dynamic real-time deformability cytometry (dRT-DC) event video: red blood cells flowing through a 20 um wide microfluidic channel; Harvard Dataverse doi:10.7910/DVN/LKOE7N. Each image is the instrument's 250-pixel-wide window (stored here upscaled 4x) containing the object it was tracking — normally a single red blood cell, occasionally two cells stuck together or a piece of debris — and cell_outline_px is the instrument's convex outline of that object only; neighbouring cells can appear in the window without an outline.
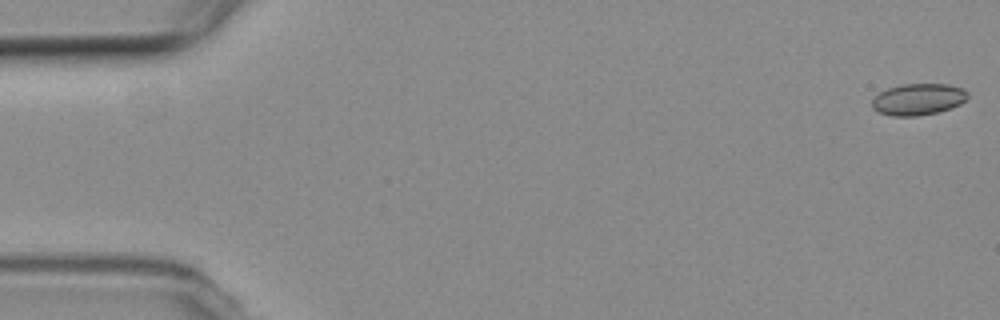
{"species": "common noctule bat (a hibernating species)", "species_latin": "Nyctalus noctula", "temperature_condition": "room temperature", "stored_images_in_passage": 5, "camera_frame_rate_fps": 3000, "um_per_image_px": 0.085, "animal": {"sex": "female", "body_mass_g": 19.3, "forearm_length_mm": 54.1}, "frame": {"image": 1, "passage_image": 1, "time_ms": 0.0, "image_size_px": [1000, 320], "cell_outline_px": [[968, 96], [960, 104], [936, 112], [916, 116], [892, 116], [880, 112], [872, 108], [872, 100], [880, 92], [888, 88], [900, 84], [948, 84], [964, 88], [968, 92]], "centroid_in_image_um": [78.04, 8.43], "position_along_channel_um": 7.0, "area_um2": 17.46}}
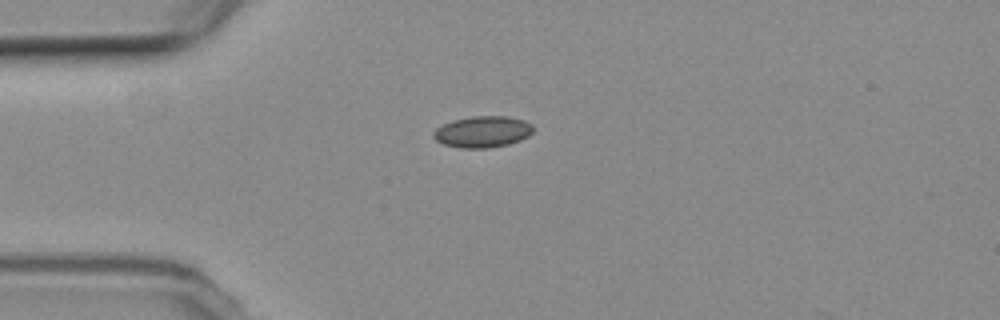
{"frame": {"image": 2, "passage_image": 5, "time_ms": 4.667, "image_size_px": [1000, 320], "cell_outline_px": [[532, 132], [528, 136], [520, 140], [508, 144], [488, 148], [460, 148], [444, 144], [436, 140], [432, 136], [432, 132], [436, 128], [452, 120], [472, 116], [508, 116], [524, 120], [532, 124]], "centroid_in_image_um": [41.01, 11.19], "position_along_channel_um": 44.0, "area_um2": 18.26}}